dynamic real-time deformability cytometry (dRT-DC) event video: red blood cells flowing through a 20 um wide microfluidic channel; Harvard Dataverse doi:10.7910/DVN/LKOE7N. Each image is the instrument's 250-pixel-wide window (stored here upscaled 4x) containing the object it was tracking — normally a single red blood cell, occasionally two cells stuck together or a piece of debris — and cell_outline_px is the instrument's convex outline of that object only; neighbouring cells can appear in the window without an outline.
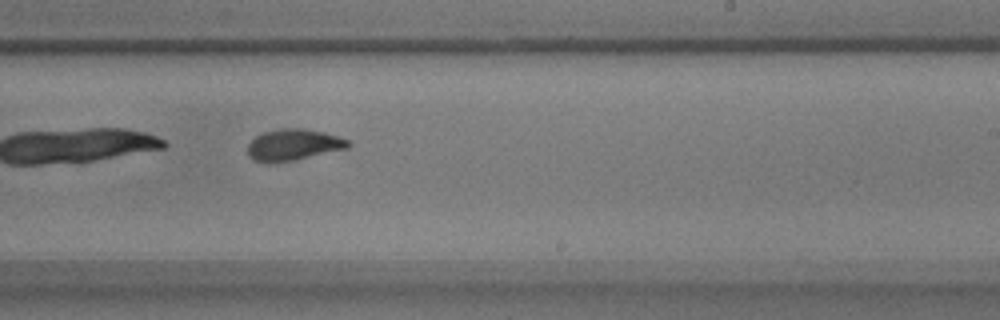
{"species": "common noctule bat (a hibernating species)", "species_latin": "Nyctalus noctula", "temperature_condition": "warm", "stored_images_in_passage": 39, "camera_frame_rate_fps": 3000, "um_per_image_px": 0.085, "animal": {"sex": "male", "body_mass_g": 17.9}, "frame": {"image": 1, "passage_image": 17, "time_ms": 5.333, "image_size_px": [1000, 320], "cell_outline_px": [[352, 144], [348, 148], [296, 160], [252, 160], [248, 156], [248, 144], [256, 136], [264, 132], [280, 128], [300, 128], [324, 132], [348, 140]], "centroid_in_image_um": [24.98, 12.28], "position_along_channel_um": 264.0, "area_um2": 17.92}}
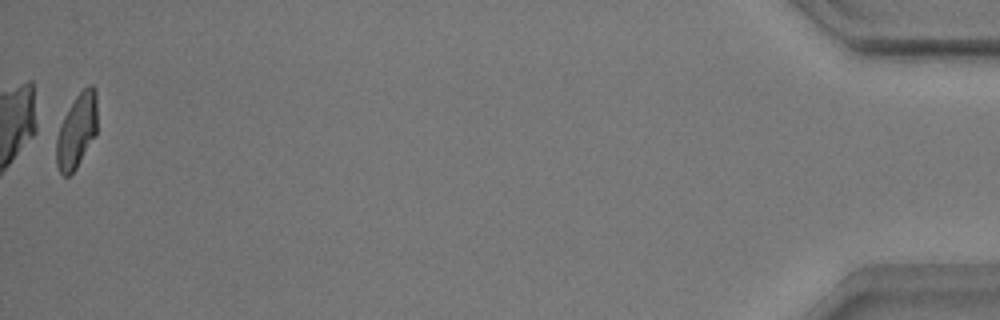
{"frame": {"image": 2, "passage_image": 39, "time_ms": 12.667, "image_size_px": [1000, 320], "cell_outline_px": [[96, 132], [76, 168], [68, 176], [64, 176], [60, 172], [56, 164], [56, 136], [60, 124], [68, 108], [76, 96], [88, 84], [92, 84], [96, 88]], "centroid_in_image_um": [6.5, 11.1], "position_along_channel_um": 428.7, "area_um2": 17.51}}